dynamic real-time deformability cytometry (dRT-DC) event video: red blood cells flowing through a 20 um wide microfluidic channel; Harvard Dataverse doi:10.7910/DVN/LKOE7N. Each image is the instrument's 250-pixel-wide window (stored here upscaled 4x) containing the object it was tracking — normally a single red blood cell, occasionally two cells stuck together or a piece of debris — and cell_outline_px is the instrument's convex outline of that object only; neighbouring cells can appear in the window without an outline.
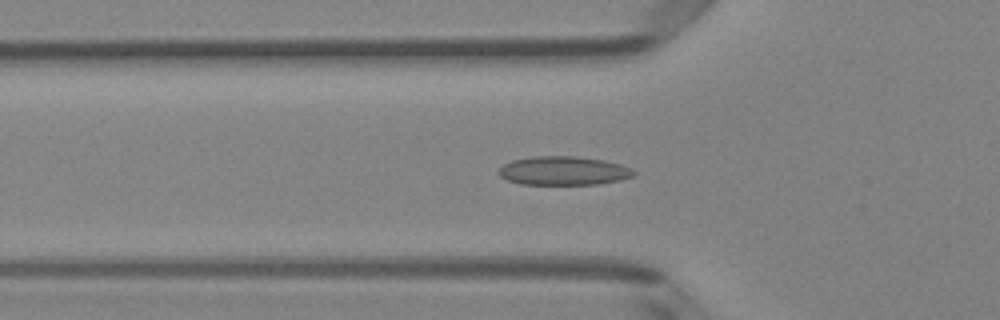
{"species": "Egyptian fruit bat (a non-hibernating species)", "species_latin": "Rousettus aegyptiacus", "temperature_condition": "room temperature", "stored_images_in_passage": 51, "camera_frame_rate_fps": 3000, "um_per_image_px": 0.085, "animal": {"sex": "female"}, "frame": {"image": 1, "passage_image": 17, "time_ms": 5.333, "image_size_px": [1000, 320], "cell_outline_px": [[636, 176], [620, 180], [600, 184], [520, 184], [508, 180], [500, 176], [500, 168], [504, 164], [512, 160], [532, 156], [576, 156], [604, 160], [620, 164], [632, 168], [636, 172]], "centroid_in_image_um": [47.95, 14.51], "position_along_channel_um": 77.9, "area_um2": 22.72}}
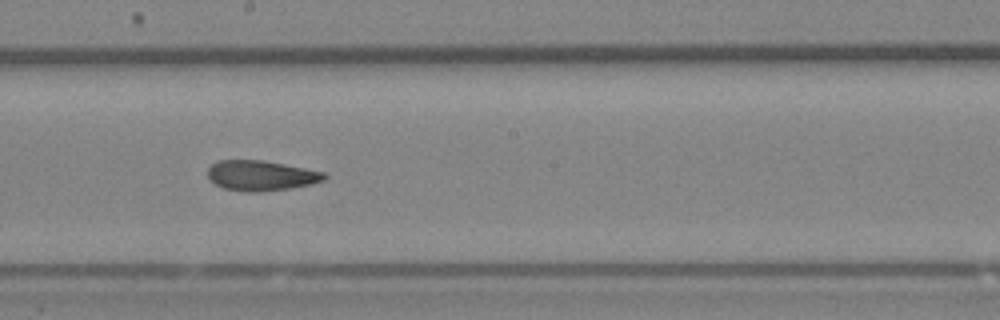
{"frame": {"image": 2, "passage_image": 28, "time_ms": 9.0, "image_size_px": [1000, 320], "cell_outline_px": [[328, 176], [324, 180], [312, 184], [292, 188], [260, 192], [248, 192], [224, 188], [208, 180], [208, 168], [212, 164], [220, 160], [264, 160], [324, 172]], "centroid_in_image_um": [22.19, 14.93], "position_along_channel_um": 226.0, "area_um2": 20.58}}
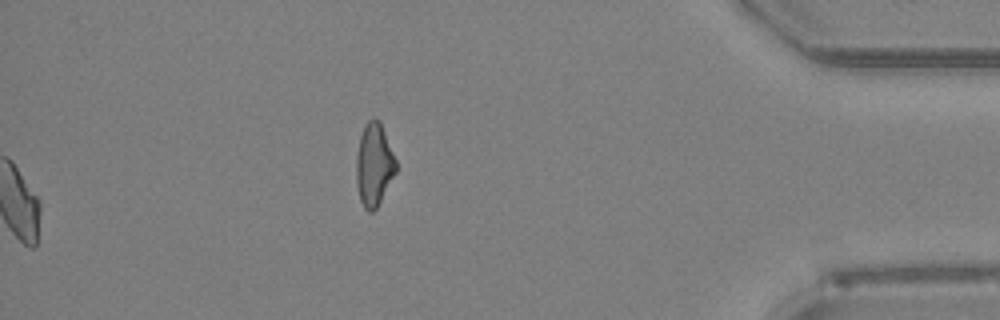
{"frame": {"image": 3, "passage_image": 51, "time_ms": 16.667, "image_size_px": [1000, 320], "cell_outline_px": [[396, 172], [376, 208], [372, 212], [368, 212], [364, 208], [360, 200], [356, 184], [356, 156], [360, 136], [364, 124], [372, 116], [376, 116], [380, 120], [396, 160]], "centroid_in_image_um": [31.78, 13.95], "position_along_channel_um": 403.4, "area_um2": 19.31}, "authors_computed_cell_mechanics": {"area_um2": 20.6924, "velocity_mm_per_s": 4.04, "shape_relaxation_time_tau1_ms": null, "shape_relaxation_time_tau2_ms": 2.8328, "deformation_change_tau1": null, "deformation_change_tau2": 0.0749}}